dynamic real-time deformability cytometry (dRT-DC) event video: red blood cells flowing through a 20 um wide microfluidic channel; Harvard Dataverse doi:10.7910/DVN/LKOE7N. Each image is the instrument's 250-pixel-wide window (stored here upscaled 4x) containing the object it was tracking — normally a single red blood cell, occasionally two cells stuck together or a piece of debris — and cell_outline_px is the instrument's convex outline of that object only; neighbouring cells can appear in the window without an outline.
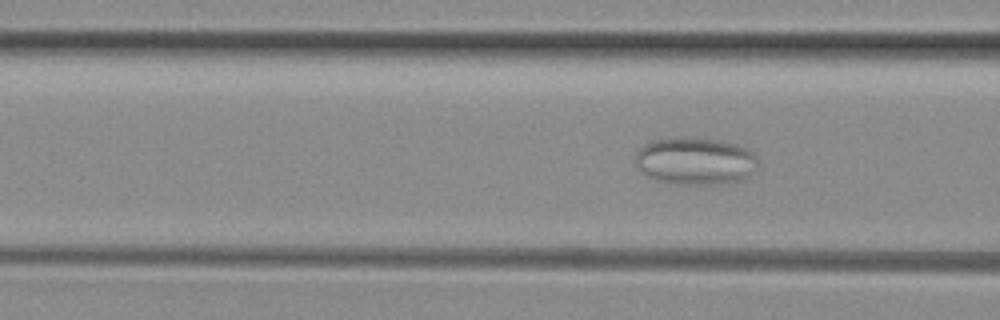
{"species": "common noctule bat (a hibernating species)", "species_latin": "Nyctalus noctula", "temperature_condition": "room temperature", "stored_images_in_passage": 3, "camera_frame_rate_fps": 3000, "um_per_image_px": 0.085, "animal": {"sex": "female", "body_mass_g": 29.2, "forearm_length_mm": 56.3}, "frame": {"image": 1, "passage_image": 3, "time_ms": 0.667, "image_size_px": [1000, 320], "cell_outline_px": [[760, 160], [756, 168], [744, 180], [720, 184], [664, 184], [648, 176], [636, 164], [636, 152], [640, 148], [652, 140], [688, 136], [720, 140], [744, 148], [752, 152]], "centroid_in_image_um": [59.11, 13.69], "position_along_channel_um": 107.5, "area_um2": 34.1}}